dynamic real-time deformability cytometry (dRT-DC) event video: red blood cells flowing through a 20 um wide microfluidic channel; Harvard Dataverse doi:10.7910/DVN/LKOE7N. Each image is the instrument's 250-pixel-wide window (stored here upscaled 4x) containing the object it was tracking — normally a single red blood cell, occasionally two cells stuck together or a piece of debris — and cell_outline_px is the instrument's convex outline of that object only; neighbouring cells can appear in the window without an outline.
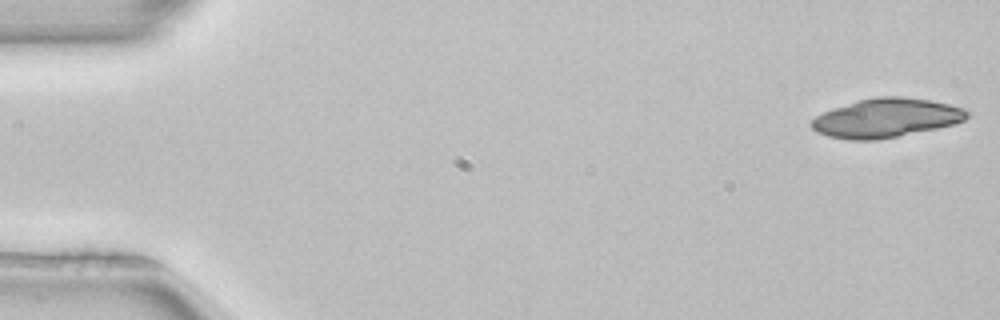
{"species": "common noctule bat (a hibernating species)", "species_latin": "Nyctalus noctula", "temperature_condition": "room temperature", "stored_images_in_passage": 17, "camera_frame_rate_fps": 3000, "um_per_image_px": 0.085, "animal": {"sex": "female", "body_mass_g": 22.7, "forearm_length_mm": 54.2}, "frame": {"image": 1, "passage_image": 1, "time_ms": 0.0, "image_size_px": [1000, 320], "cell_outline_px": [[972, 112], [964, 120], [952, 124], [936, 128], [876, 140], [848, 140], [828, 136], [816, 132], [812, 128], [812, 120], [816, 116], [824, 112], [860, 100], [876, 96], [900, 96], [928, 100], [948, 104], [964, 108]], "centroid_in_image_um": [75.34, 10.03], "position_along_channel_um": 9.7, "area_um2": 34.85}}